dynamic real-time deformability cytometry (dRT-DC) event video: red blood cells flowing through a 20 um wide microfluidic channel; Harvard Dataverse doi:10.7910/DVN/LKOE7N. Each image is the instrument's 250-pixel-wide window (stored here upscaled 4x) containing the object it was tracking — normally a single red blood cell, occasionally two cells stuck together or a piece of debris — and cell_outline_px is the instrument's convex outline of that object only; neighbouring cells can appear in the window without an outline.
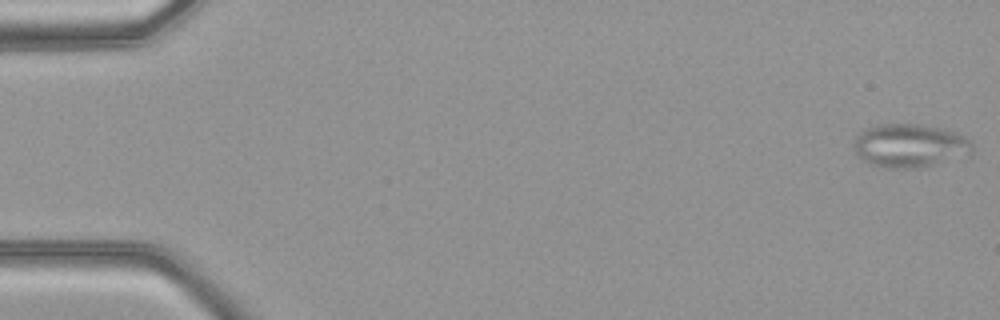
{"species": "common noctule bat (a hibernating species)", "species_latin": "Nyctalus noctula", "temperature_condition": "warm", "stored_images_in_passage": 49, "camera_frame_rate_fps": 3000, "um_per_image_px": 0.085, "animal": {"sex": "female", "body_mass_g": 21.9}, "frame": {"image": 1, "passage_image": 1, "time_ms": 0.0, "image_size_px": [1000, 320], "cell_outline_px": [[972, 156], [924, 168], [888, 168], [872, 164], [864, 160], [856, 152], [856, 136], [864, 128], [880, 124], [920, 124], [944, 128], [956, 132], [972, 140]], "centroid_in_image_um": [77.45, 12.39], "position_along_channel_um": 7.6, "area_um2": 30.58}}
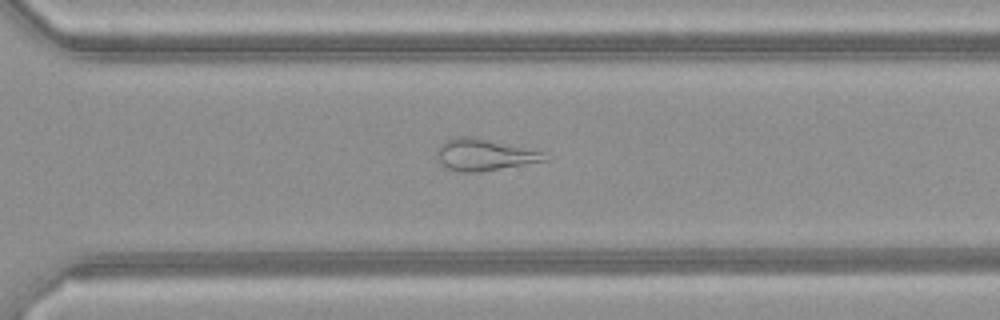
{"frame": {"image": 2, "passage_image": 35, "time_ms": 11.333, "image_size_px": [1000, 320], "cell_outline_px": [[552, 156], [548, 160], [480, 172], [460, 172], [448, 168], [436, 156], [436, 152], [440, 144], [444, 140], [456, 136], [476, 136], [544, 152]], "centroid_in_image_um": [41.19, 13.13], "position_along_channel_um": 329.4, "area_um2": 20.11}}
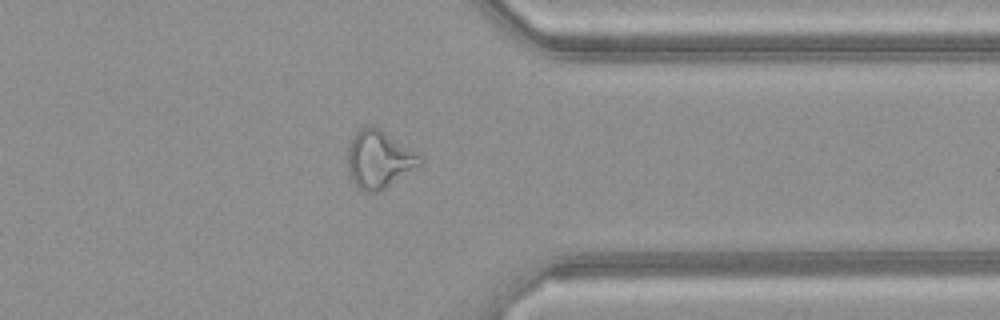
{"frame": {"image": 3, "passage_image": 39, "time_ms": 12.667, "image_size_px": [1000, 320], "cell_outline_px": [[424, 164], [380, 192], [364, 192], [356, 188], [348, 172], [348, 148], [356, 132], [360, 128], [380, 128], [420, 156], [424, 160]], "centroid_in_image_um": [32.23, 13.61], "position_along_channel_um": 379.2, "area_um2": 24.22}, "authors_computed_cell_mechanics": {"area_um2": 25.432, "velocity_mm_per_s": 4.1992, "shape_relaxation_time_tau1_ms": null, "shape_relaxation_time_tau2_ms": 3.8038, "deformation_change_tau1": null, "deformation_change_tau2": 0.1537}}